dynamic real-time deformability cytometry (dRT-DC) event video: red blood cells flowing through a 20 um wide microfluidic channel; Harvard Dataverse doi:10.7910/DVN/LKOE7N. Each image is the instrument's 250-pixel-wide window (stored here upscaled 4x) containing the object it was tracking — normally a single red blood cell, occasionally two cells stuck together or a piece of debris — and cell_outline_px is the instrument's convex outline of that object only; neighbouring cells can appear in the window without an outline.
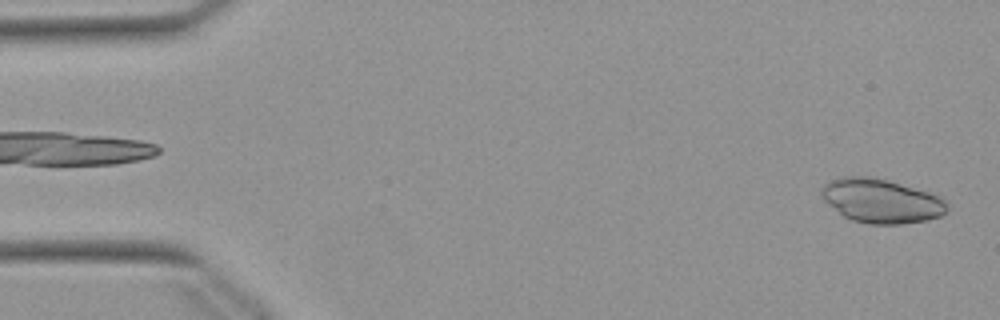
{"species": "Egyptian fruit bat (a non-hibernating species)", "species_latin": "Rousettus aegyptiacus", "temperature_condition": "warm", "stored_images_in_passage": 27, "camera_frame_rate_fps": 3000, "um_per_image_px": 0.085, "animal": {"sex": "female"}, "frame": {"image": 1, "passage_image": 1, "time_ms": 0.0, "image_size_px": [1000, 320], "cell_outline_px": [[948, 212], [940, 216], [928, 220], [900, 224], [868, 224], [852, 220], [844, 216], [828, 204], [820, 196], [820, 188], [824, 184], [832, 180], [844, 176], [872, 176], [888, 180], [928, 192], [944, 200], [948, 204]], "centroid_in_image_um": [74.89, 17.08], "position_along_channel_um": 10.1, "area_um2": 32.31}}
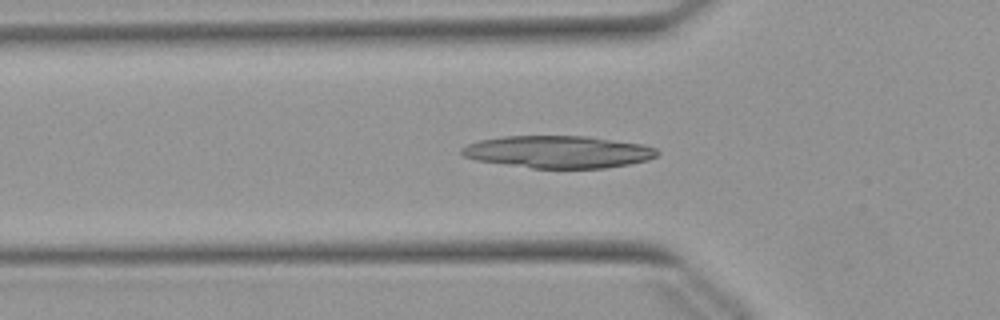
{"frame": {"image": 2, "passage_image": 16, "time_ms": 5.0, "image_size_px": [1000, 320], "cell_outline_px": [[660, 152], [656, 156], [648, 160], [628, 164], [604, 168], [532, 168], [476, 160], [464, 156], [460, 152], [460, 148], [468, 144], [480, 140], [504, 136], [588, 136], [640, 144], [656, 148]], "centroid_in_image_um": [47.44, 12.9], "position_along_channel_um": 78.4, "area_um2": 36.65}}
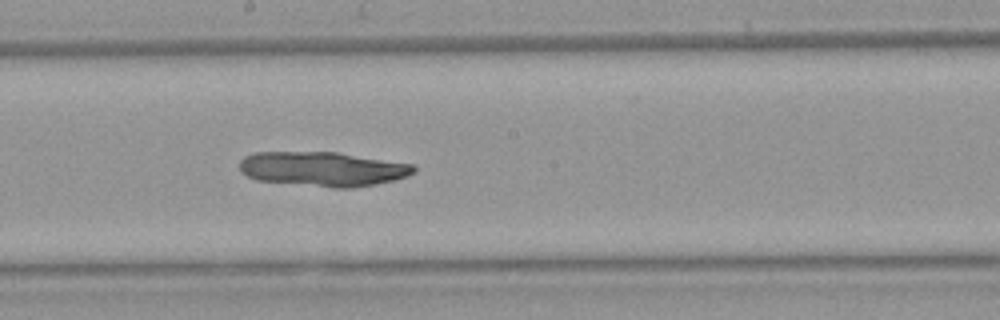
{"frame": {"image": 3, "passage_image": 27, "time_ms": 8.667, "image_size_px": [1000, 320], "cell_outline_px": [[416, 172], [408, 176], [396, 180], [376, 184], [352, 188], [332, 188], [256, 180], [240, 172], [240, 160], [244, 156], [252, 152], [336, 152], [412, 164], [416, 168]], "centroid_in_image_um": [27.43, 14.37], "position_along_channel_um": 220.8, "area_um2": 35.32}}